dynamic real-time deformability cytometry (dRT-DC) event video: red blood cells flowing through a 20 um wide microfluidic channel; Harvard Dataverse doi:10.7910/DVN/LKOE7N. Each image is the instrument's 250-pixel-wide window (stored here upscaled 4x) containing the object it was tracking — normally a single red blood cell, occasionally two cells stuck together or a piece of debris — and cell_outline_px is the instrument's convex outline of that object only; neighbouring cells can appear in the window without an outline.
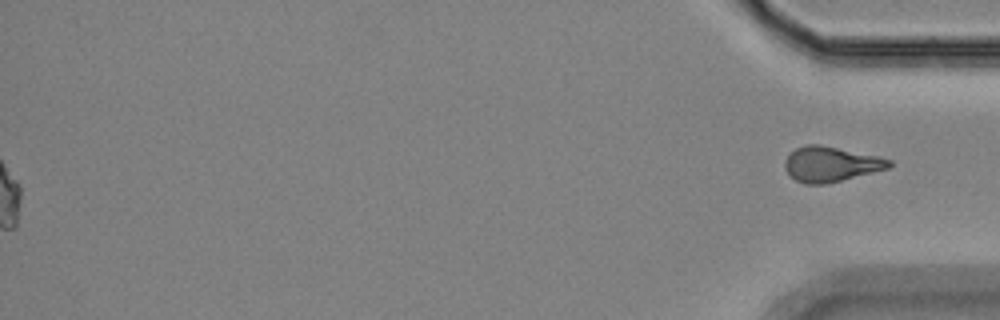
{"species": "Egyptian fruit bat (a non-hibernating species)", "species_latin": "Rousettus aegyptiacus", "temperature_condition": "room temperature", "stored_images_in_passage": 57, "segment_of_instrument_passage": [2, 2], "camera_frame_rate_fps": 3000, "um_per_image_px": 0.085, "animal": {"sex": "female"}, "frame": {"image": 1, "passage_image": 57, "time_ms": 18.667, "image_size_px": [1000, 320], "cell_outline_px": [[892, 164], [888, 168], [824, 184], [804, 184], [796, 180], [784, 168], [784, 160], [796, 148], [804, 144], [820, 144], [876, 156], [892, 160]], "centroid_in_image_um": [70.58, 13.94], "position_along_channel_um": 364.6, "area_um2": 20.98}}